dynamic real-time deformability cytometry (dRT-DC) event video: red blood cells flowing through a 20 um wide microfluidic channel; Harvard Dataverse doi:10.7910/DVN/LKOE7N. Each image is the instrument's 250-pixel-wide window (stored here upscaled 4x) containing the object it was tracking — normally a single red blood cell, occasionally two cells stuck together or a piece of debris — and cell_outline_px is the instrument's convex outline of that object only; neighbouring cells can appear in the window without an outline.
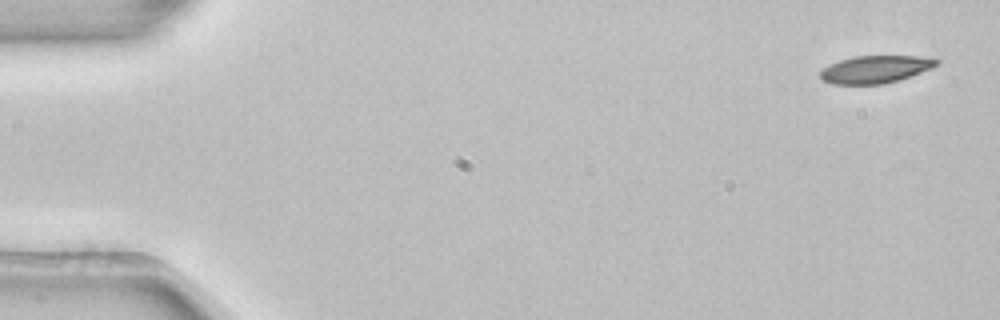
{"species": "common noctule bat (a hibernating species)", "species_latin": "Nyctalus noctula", "temperature_condition": "room temperature", "stored_images_in_passage": 5, "camera_frame_rate_fps": 3000, "um_per_image_px": 0.085, "animal": {"sex": "female", "body_mass_g": 22.7, "forearm_length_mm": 54.2}, "frame": {"image": 1, "passage_image": 1, "time_ms": 0.0, "image_size_px": [1000, 320], "cell_outline_px": [[940, 64], [932, 68], [900, 80], [884, 84], [832, 84], [824, 80], [820, 76], [820, 72], [824, 68], [840, 60], [856, 56], [920, 56], [940, 60]], "centroid_in_image_um": [74.46, 5.89], "position_along_channel_um": 10.5, "area_um2": 18.55}}
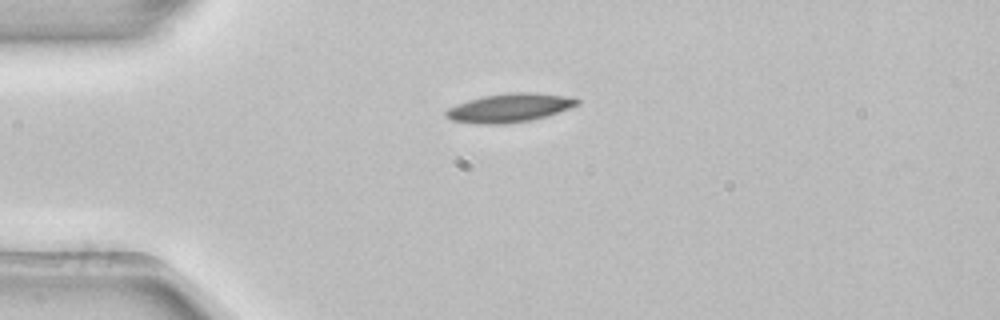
{"frame": {"image": 2, "passage_image": 4, "time_ms": 1.0, "image_size_px": [1000, 320], "cell_outline_px": [[580, 104], [544, 116], [528, 120], [504, 124], [480, 124], [452, 120], [444, 116], [444, 112], [448, 108], [456, 104], [468, 100], [484, 96], [512, 92], [528, 92], [564, 96], [580, 100]], "centroid_in_image_um": [43.24, 9.16], "position_along_channel_um": 41.8, "area_um2": 21.5}}